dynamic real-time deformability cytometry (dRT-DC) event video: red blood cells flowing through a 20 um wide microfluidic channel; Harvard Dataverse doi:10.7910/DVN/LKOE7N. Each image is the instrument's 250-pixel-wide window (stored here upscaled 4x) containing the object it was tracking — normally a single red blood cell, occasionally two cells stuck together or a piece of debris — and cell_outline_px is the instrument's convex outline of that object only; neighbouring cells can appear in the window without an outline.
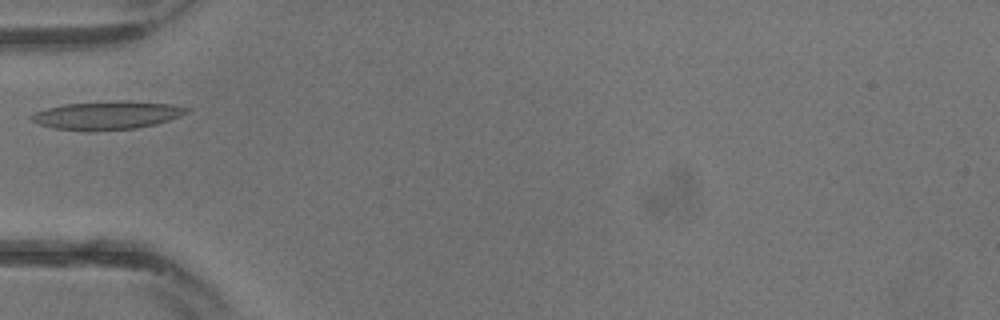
{"species": "common noctule bat (a hibernating species)", "species_latin": "Nyctalus noctula", "temperature_condition": "warm", "stored_images_in_passage": 6, "camera_frame_rate_fps": 3000, "um_per_image_px": 0.085, "animal": {"sex": "male", "body_mass_g": 13.3}, "frame": {"image": 1, "passage_image": 5, "time_ms": 1.333, "image_size_px": [1000, 320], "cell_outline_px": [[192, 108], [188, 112], [180, 116], [156, 124], [136, 128], [52, 128], [40, 124], [32, 120], [28, 116], [36, 112], [48, 108], [64, 104], [116, 100], [124, 100], [172, 104]], "centroid_in_image_um": [9.18, 9.74], "position_along_channel_um": 75.8, "area_um2": 24.68}}